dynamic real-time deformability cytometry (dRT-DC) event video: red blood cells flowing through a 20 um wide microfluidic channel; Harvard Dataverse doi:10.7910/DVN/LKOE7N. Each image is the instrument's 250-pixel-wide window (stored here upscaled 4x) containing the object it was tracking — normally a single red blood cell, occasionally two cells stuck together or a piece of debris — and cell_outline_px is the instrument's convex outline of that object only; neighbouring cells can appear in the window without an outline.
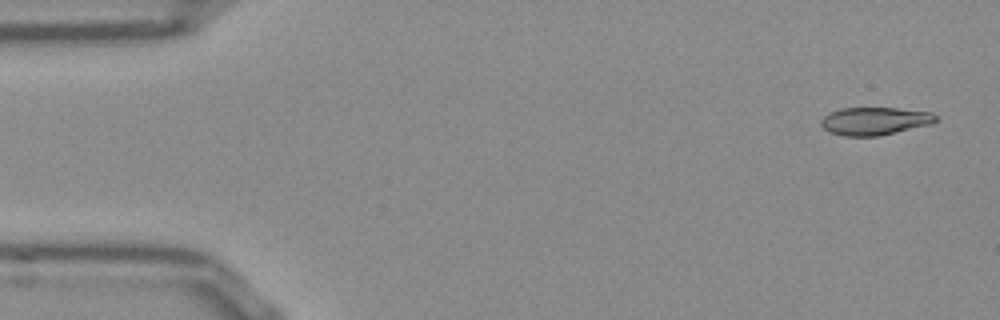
{"species": "Egyptian fruit bat (a non-hibernating species)", "species_latin": "Rousettus aegyptiacus", "temperature_condition": "room temperature", "stored_images_in_passage": 52, "camera_frame_rate_fps": 3000, "um_per_image_px": 0.085, "frame": {"image": 1, "passage_image": 2, "time_ms": 0.333, "image_size_px": [1000, 320], "cell_outline_px": [[940, 120], [932, 124], [876, 136], [844, 136], [828, 132], [820, 124], [820, 120], [828, 112], [840, 108], [896, 108], [932, 112]], "centroid_in_image_um": [74.34, 10.28], "position_along_channel_um": 10.7, "area_um2": 18.73}}
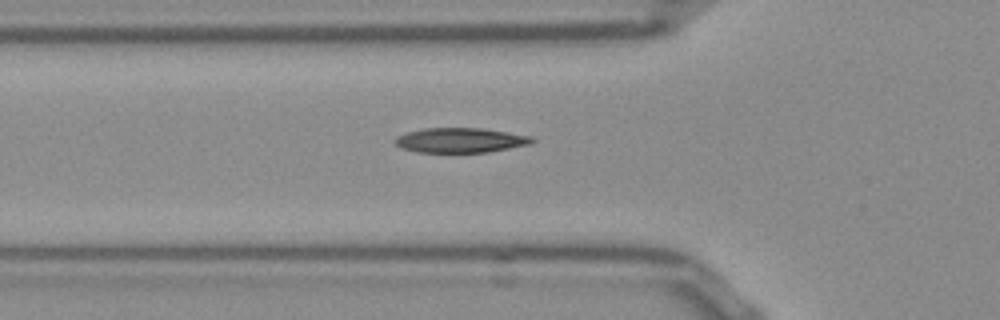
{"frame": {"image": 2, "passage_image": 17, "time_ms": 5.333, "image_size_px": [1000, 320], "cell_outline_px": [[536, 140], [532, 144], [488, 152], [420, 152], [400, 148], [392, 140], [396, 136], [408, 132], [424, 128], [480, 128], [508, 132], [532, 136]], "centroid_in_image_um": [39.14, 11.92], "position_along_channel_um": 86.7, "area_um2": 19.88}}
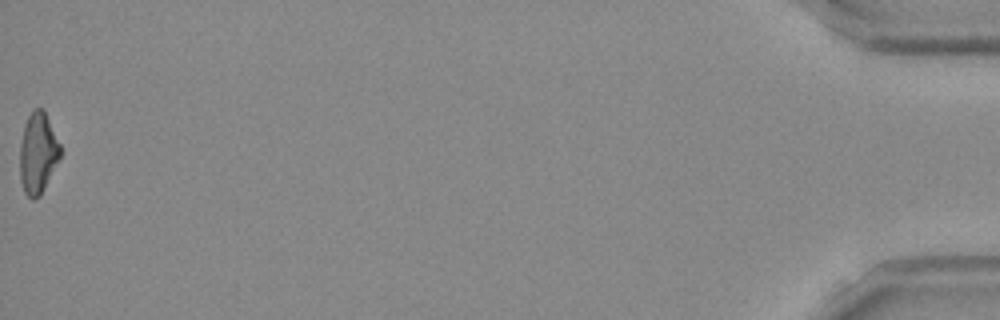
{"frame": {"image": 3, "passage_image": 52, "time_ms": 17.0, "image_size_px": [1000, 320], "cell_outline_px": [[60, 156], [40, 196], [32, 200], [24, 192], [20, 180], [20, 144], [24, 124], [32, 108], [44, 108], [60, 144]], "centroid_in_image_um": [3.2, 12.98], "position_along_channel_um": 432.0, "area_um2": 19.07}, "authors_computed_cell_mechanics": {"area_um2": 19.1607, "velocity_mm_per_s": 3.8679, "shape_relaxation_time_tau1_ms": 6.2546, "shape_relaxation_time_tau2_ms": 1.9539, "deformation_change_tau1": 0.1958, "deformation_change_tau2": 0.0983}}